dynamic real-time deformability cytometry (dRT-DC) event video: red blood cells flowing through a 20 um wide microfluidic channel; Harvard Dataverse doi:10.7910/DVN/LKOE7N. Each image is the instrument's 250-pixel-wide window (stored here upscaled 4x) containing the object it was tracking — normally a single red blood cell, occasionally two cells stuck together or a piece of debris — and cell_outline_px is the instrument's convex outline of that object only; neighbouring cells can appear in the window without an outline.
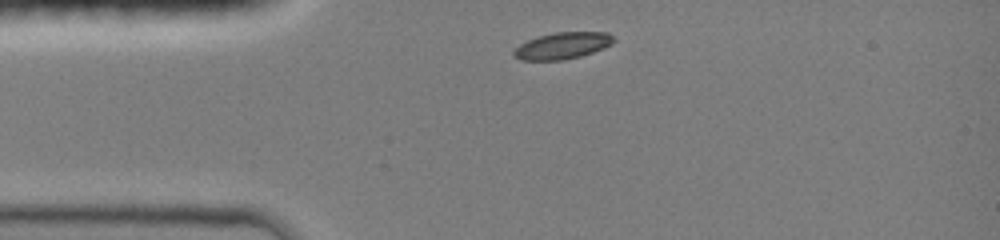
{"species": "common noctule bat (a hibernating species)", "species_latin": "Nyctalus noctula", "temperature_condition": "room temperature", "stored_images_in_passage": 13, "camera_frame_rate_fps": 3000, "um_per_image_px": 0.085, "animal": {"sex": "female", "body_mass_g": 19.0, "forearm_length_mm": 51.5}, "frame": {"image": 1, "passage_image": 1, "time_ms": 0.0, "image_size_px": [1000, 240], "cell_outline_px": [[616, 40], [612, 44], [604, 48], [580, 56], [564, 60], [520, 60], [512, 56], [512, 52], [520, 44], [528, 40], [540, 36], [556, 32], [608, 32]], "centroid_in_image_um": [47.81, 3.89], "position_along_channel_um": 37.2, "area_um2": 15.49}}
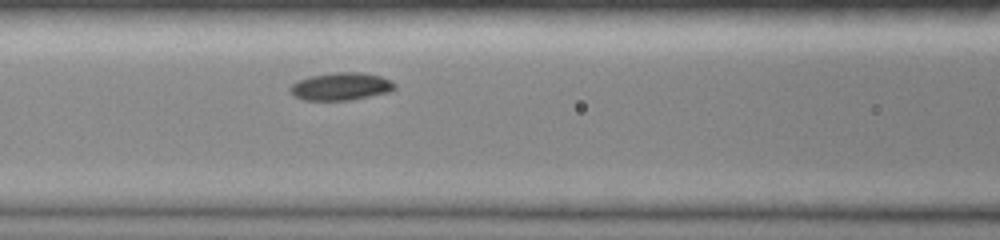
{"frame": {"image": 2, "passage_image": 10, "time_ms": 3.0, "image_size_px": [1000, 240], "cell_outline_px": [[396, 88], [388, 92], [348, 100], [304, 100], [292, 96], [288, 92], [288, 88], [296, 80], [308, 76], [336, 72], [360, 72], [380, 76], [392, 80], [396, 84]], "centroid_in_image_um": [28.92, 7.34], "position_along_channel_um": 137.7, "area_um2": 17.05}}
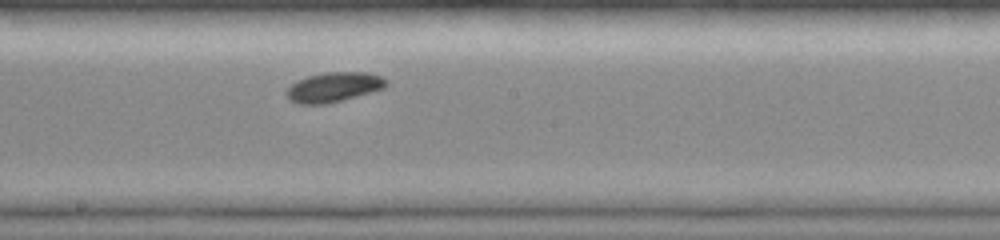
{"frame": {"image": 3, "passage_image": 13, "time_ms": 5.0, "image_size_px": [1000, 240], "cell_outline_px": [[388, 84], [384, 88], [372, 92], [324, 104], [300, 104], [288, 100], [284, 92], [292, 84], [308, 76], [324, 72], [368, 72], [380, 76], [388, 80]], "centroid_in_image_um": [28.37, 7.4], "position_along_channel_um": 219.8, "area_um2": 17.22}}